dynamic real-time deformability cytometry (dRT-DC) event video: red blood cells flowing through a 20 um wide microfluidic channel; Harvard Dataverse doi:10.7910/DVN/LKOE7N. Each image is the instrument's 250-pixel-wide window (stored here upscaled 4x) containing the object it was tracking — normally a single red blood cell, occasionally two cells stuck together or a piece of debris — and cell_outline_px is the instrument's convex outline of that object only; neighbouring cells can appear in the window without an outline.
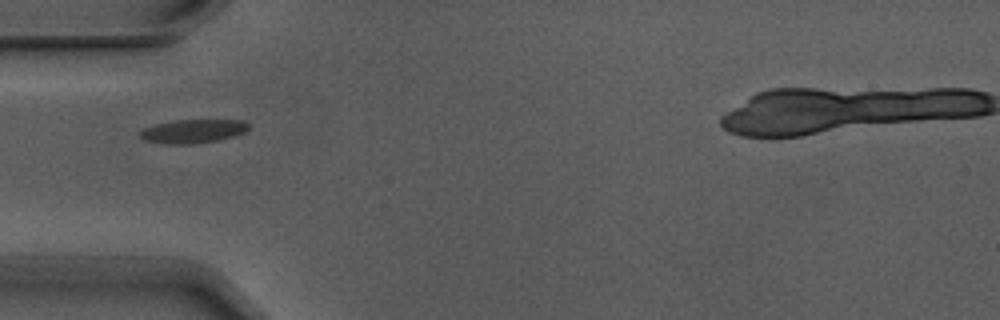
{"species": "Egyptian fruit bat (a non-hibernating species)", "species_latin": "Rousettus aegyptiacus", "temperature_condition": "warm", "stored_images_in_passage": 7, "camera_frame_rate_fps": 3000, "um_per_image_px": 0.085, "animal": {"sex": "male"}, "frame": {"image": 1, "passage_image": 5, "time_ms": 1.333, "image_size_px": [1000, 320], "cell_outline_px": [[248, 128], [244, 132], [232, 136], [216, 140], [192, 144], [168, 144], [144, 140], [136, 132], [144, 128], [156, 124], [176, 120], [244, 120], [248, 124]], "centroid_in_image_um": [16.35, 11.15], "position_along_channel_um": 68.6, "area_um2": 14.85}}
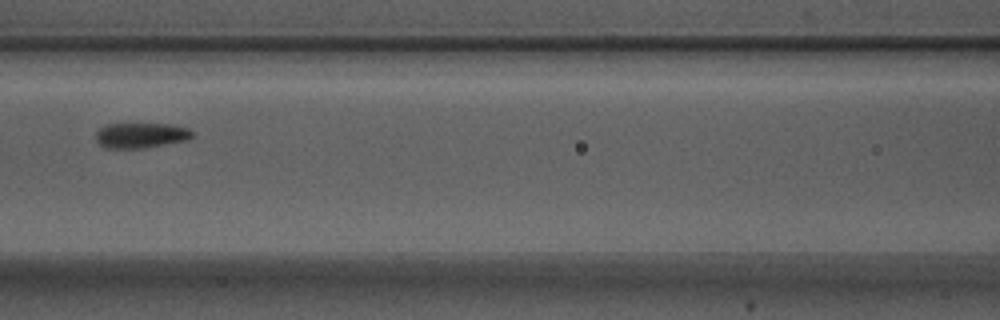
{"frame": {"image": 2, "passage_image": 7, "time_ms": 2.0, "image_size_px": [1000, 320], "cell_outline_px": [[196, 132], [188, 140], [144, 148], [104, 148], [96, 140], [96, 132], [100, 128], [108, 124], [172, 124], [188, 128]], "centroid_in_image_um": [12.01, 11.5], "position_along_channel_um": 154.6, "area_um2": 14.28}}